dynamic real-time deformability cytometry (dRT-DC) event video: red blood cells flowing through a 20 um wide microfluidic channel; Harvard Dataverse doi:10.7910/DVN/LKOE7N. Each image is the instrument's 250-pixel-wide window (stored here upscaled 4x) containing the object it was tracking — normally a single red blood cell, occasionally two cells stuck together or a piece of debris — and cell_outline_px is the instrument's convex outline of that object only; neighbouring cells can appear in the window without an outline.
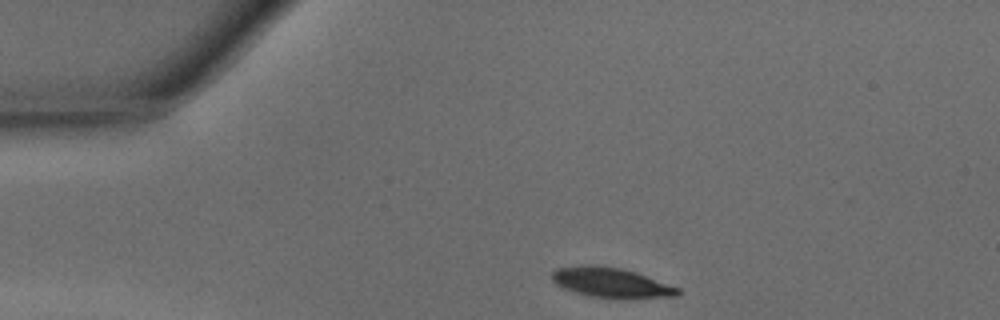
{"species": "common noctule bat (a hibernating species)", "species_latin": "Nyctalus noctula", "temperature_condition": "warm", "stored_images_in_passage": 28, "camera_frame_rate_fps": 3000, "um_per_image_px": 0.085, "animal": {"sex": "male", "body_mass_g": 15.6}, "frame": {"image": 1, "passage_image": 1, "time_ms": 0.0, "image_size_px": [1000, 320], "cell_outline_px": [[680, 296], [592, 296], [576, 292], [564, 288], [556, 284], [552, 280], [552, 272], [556, 268], [580, 264], [596, 264], [620, 268], [636, 272], [680, 288]], "centroid_in_image_um": [51.87, 23.95], "position_along_channel_um": 33.1, "area_um2": 21.21}}
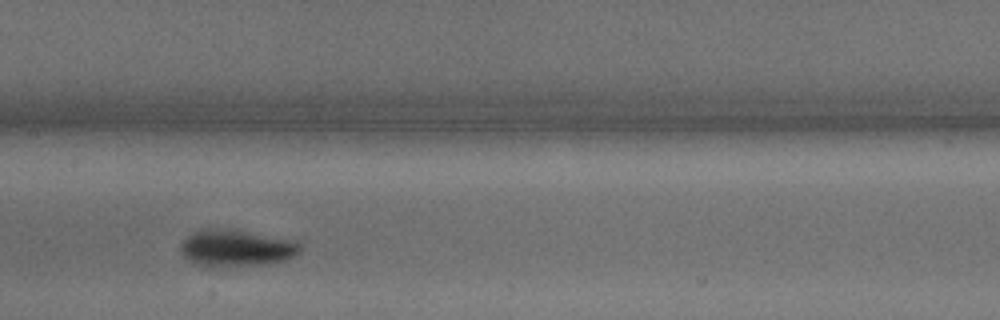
{"frame": {"image": 2, "passage_image": 15, "time_ms": 4.667, "image_size_px": [1000, 320], "cell_outline_px": [[304, 248], [296, 256], [288, 260], [268, 264], [212, 268], [192, 264], [180, 252], [180, 244], [192, 232], [200, 228], [236, 228], [296, 240]], "centroid_in_image_um": [20.11, 21.08], "position_along_channel_um": 187.3, "area_um2": 26.99}}
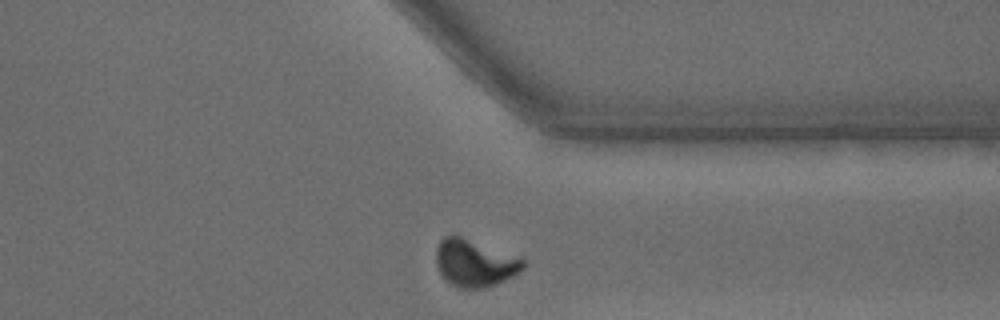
{"frame": {"image": 3, "passage_image": 28, "time_ms": 9.0, "image_size_px": [1000, 320], "cell_outline_px": [[524, 268], [512, 276], [496, 284], [484, 288], [456, 288], [440, 272], [436, 264], [436, 248], [440, 240], [444, 236], [460, 236], [524, 260]], "centroid_in_image_um": [40.3, 22.38], "position_along_channel_um": 371.1, "area_um2": 23.24}, "authors_computed_cell_mechanics": {"area_um2": 24.4205, "velocity_mm_per_s": 4.2821, "shape_relaxation_time_tau1_ms": 1.6963, "shape_relaxation_time_tau2_ms": null, "deformation_change_tau1": 0.1179, "deformation_change_tau2": null}}